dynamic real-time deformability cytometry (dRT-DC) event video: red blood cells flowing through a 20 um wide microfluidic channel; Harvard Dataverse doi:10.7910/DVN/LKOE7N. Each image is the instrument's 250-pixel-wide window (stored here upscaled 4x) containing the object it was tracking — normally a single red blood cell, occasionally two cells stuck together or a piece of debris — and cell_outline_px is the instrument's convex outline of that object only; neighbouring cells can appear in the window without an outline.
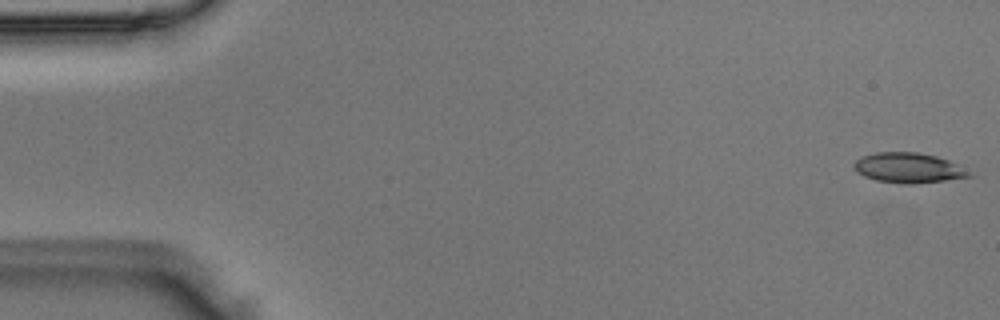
{"species": "Egyptian fruit bat (a non-hibernating species)", "species_latin": "Rousettus aegyptiacus", "temperature_condition": "room temperature", "stored_images_in_passage": 50, "camera_frame_rate_fps": 3000, "um_per_image_px": 0.085, "animal": {"sex": "male"}, "frame": {"image": 1, "passage_image": 1, "time_ms": 0.0, "image_size_px": [1000, 320], "cell_outline_px": [[976, 176], [912, 184], [904, 184], [876, 180], [864, 176], [856, 172], [852, 164], [856, 160], [864, 156], [876, 152], [916, 152], [936, 156], [948, 160], [956, 164]], "centroid_in_image_um": [77.2, 14.27], "position_along_channel_um": 7.8, "area_um2": 20.06}}
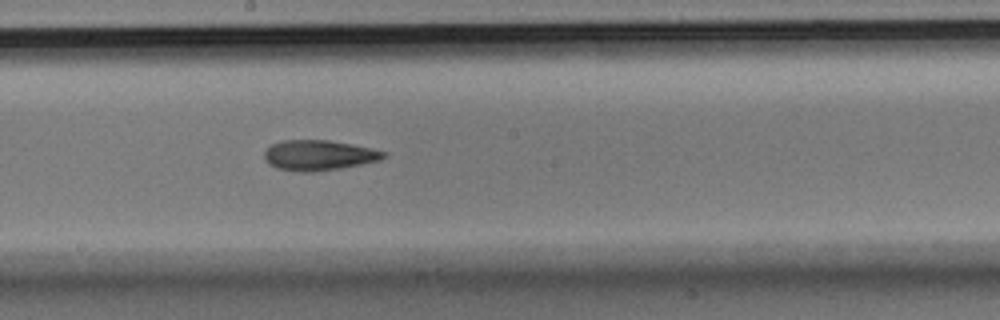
{"frame": {"image": 2, "passage_image": 27, "time_ms": 8.667, "image_size_px": [1000, 320], "cell_outline_px": [[388, 156], [380, 160], [340, 168], [316, 172], [296, 172], [276, 168], [268, 164], [264, 160], [264, 152], [272, 144], [284, 140], [328, 140], [352, 144], [372, 148], [388, 152]], "centroid_in_image_um": [27.1, 13.2], "position_along_channel_um": 221.1, "area_um2": 21.27}}
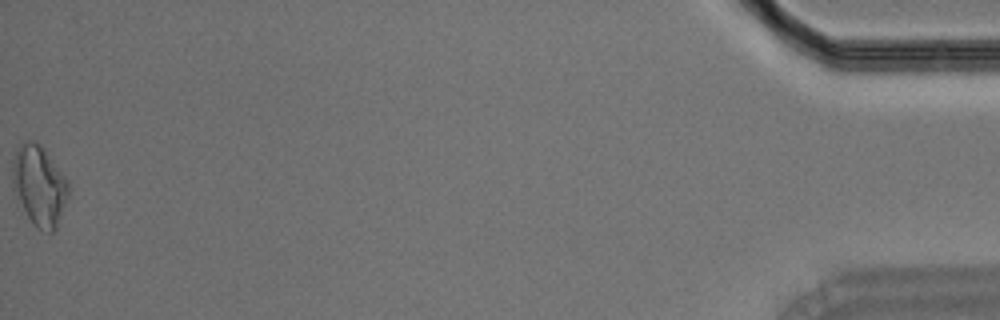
{"frame": {"image": 3, "passage_image": 50, "time_ms": 16.333, "image_size_px": [1000, 320], "cell_outline_px": [[68, 196], [56, 228], [52, 232], [48, 232], [36, 228], [32, 224], [20, 200], [12, 180], [12, 156], [16, 148], [24, 140], [36, 140], [44, 148], [68, 180]], "centroid_in_image_um": [3.34, 15.72], "position_along_channel_um": 431.9, "area_um2": 25.95}}